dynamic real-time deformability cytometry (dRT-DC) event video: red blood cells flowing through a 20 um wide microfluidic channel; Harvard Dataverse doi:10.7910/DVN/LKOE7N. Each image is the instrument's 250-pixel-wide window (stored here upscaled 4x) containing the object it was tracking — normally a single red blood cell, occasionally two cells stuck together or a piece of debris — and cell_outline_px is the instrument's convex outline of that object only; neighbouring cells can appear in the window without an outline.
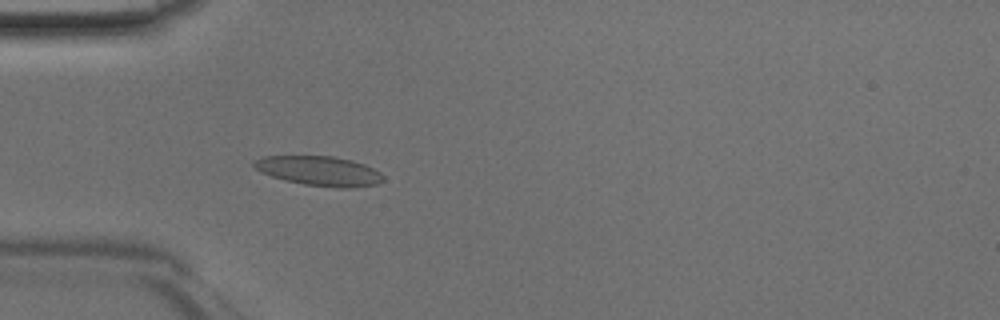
{"species": "Egyptian fruit bat (a non-hibernating species)", "species_latin": "Rousettus aegyptiacus", "temperature_condition": "room temperature", "stored_images_in_passage": 42, "camera_frame_rate_fps": 3000, "um_per_image_px": 0.085, "animal": {"sex": "male"}, "frame": {"image": 1, "passage_image": 10, "time_ms": 3.0, "image_size_px": [1000, 320], "cell_outline_px": [[384, 180], [376, 184], [352, 188], [336, 188], [304, 184], [284, 180], [260, 172], [252, 164], [256, 160], [264, 156], [332, 156], [352, 160], [364, 164], [380, 172], [384, 176]], "centroid_in_image_um": [27.16, 14.53], "position_along_channel_um": 57.8, "area_um2": 22.25}}
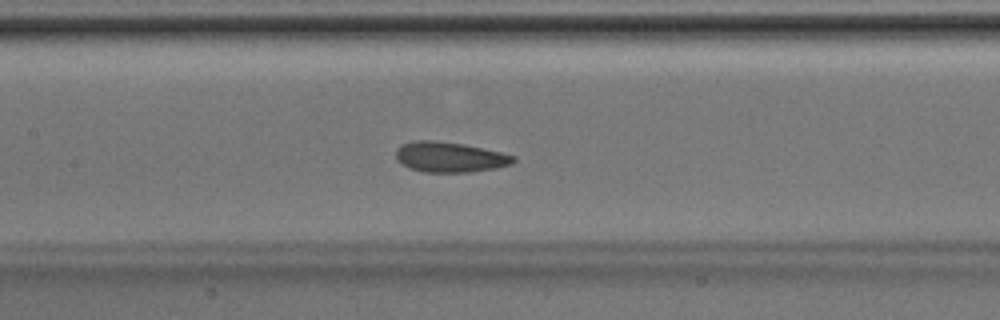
{"frame": {"image": 2, "passage_image": 18, "time_ms": 5.667, "image_size_px": [1000, 320], "cell_outline_px": [[516, 160], [512, 164], [496, 168], [472, 172], [424, 172], [408, 168], [400, 164], [396, 160], [396, 148], [400, 144], [416, 140], [432, 140], [464, 144], [500, 152], [516, 156]], "centroid_in_image_um": [38.2, 13.35], "position_along_channel_um": 169.2, "area_um2": 20.98}}
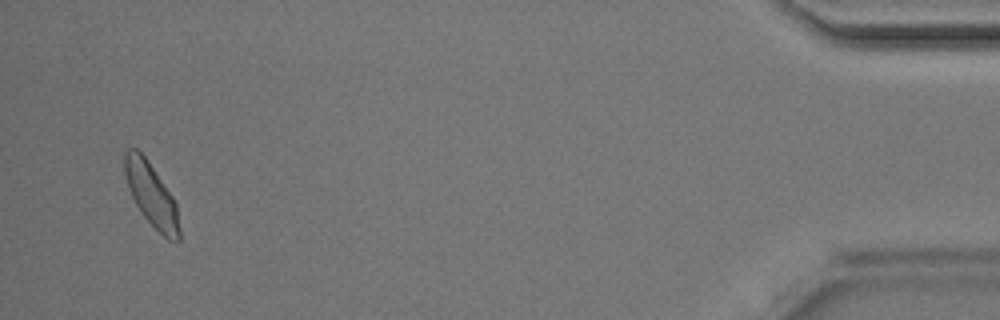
{"frame": {"image": 3, "passage_image": 41, "time_ms": 13.333, "image_size_px": [1000, 320], "cell_outline_px": [[180, 240], [168, 240], [140, 212], [128, 188], [124, 172], [124, 152], [128, 148], [136, 148], [144, 156], [172, 196], [176, 204], [180, 228]], "centroid_in_image_um": [12.85, 16.55], "position_along_channel_um": 422.3, "area_um2": 19.77}}